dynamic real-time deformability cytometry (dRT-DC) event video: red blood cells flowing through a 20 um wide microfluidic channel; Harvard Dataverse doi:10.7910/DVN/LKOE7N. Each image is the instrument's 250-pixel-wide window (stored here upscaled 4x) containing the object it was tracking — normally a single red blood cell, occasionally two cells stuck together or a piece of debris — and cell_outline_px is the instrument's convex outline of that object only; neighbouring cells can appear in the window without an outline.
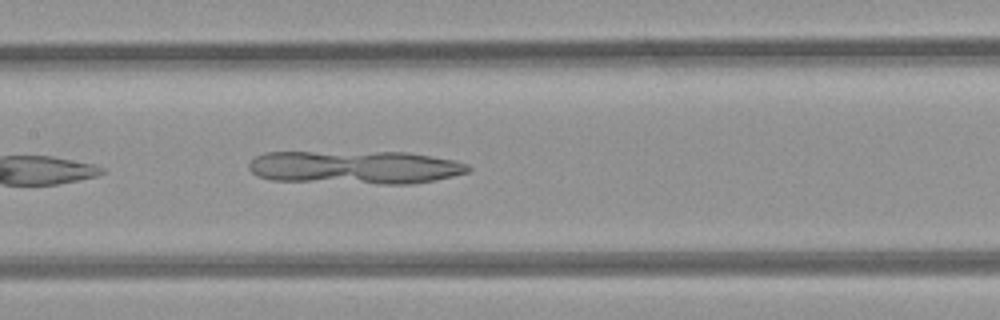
{"species": "common noctule bat (a hibernating species)", "species_latin": "Nyctalus noctula", "temperature_condition": "room temperature", "stored_images_in_passage": 8, "camera_frame_rate_fps": 3000, "um_per_image_px": 0.085, "animal": {"sex": "female", "body_mass_g": 21.9}, "frame": {"image": 1, "passage_image": 7, "time_ms": 2.0, "image_size_px": [1000, 320], "cell_outline_px": [[472, 168], [468, 172], [436, 180], [412, 184], [380, 184], [272, 180], [256, 176], [248, 168], [248, 164], [256, 156], [264, 152], [408, 152], [456, 160], [468, 164]], "centroid_in_image_um": [30.2, 14.22], "position_along_channel_um": 177.2, "area_um2": 43.0}}